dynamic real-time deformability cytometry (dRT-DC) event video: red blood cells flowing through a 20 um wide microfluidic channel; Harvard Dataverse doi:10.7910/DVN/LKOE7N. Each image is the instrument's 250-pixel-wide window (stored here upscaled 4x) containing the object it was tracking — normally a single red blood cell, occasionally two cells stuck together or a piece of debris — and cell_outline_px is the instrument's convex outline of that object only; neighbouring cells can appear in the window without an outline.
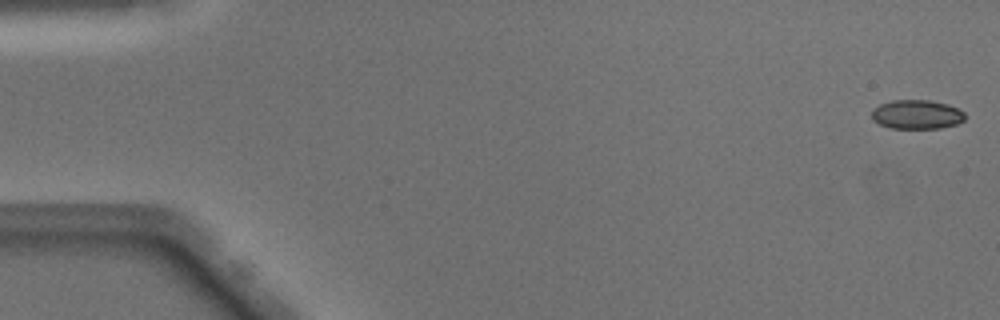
{"species": "Egyptian fruit bat (a non-hibernating species)", "species_latin": "Rousettus aegyptiacus", "temperature_condition": "warm", "stored_images_in_passage": 47, "camera_frame_rate_fps": 3000, "um_per_image_px": 0.085, "animal": {"sex": "male"}, "frame": {"image": 1, "passage_image": 1, "time_ms": 0.0, "image_size_px": [1000, 320], "cell_outline_px": [[964, 120], [956, 124], [940, 128], [888, 128], [872, 120], [872, 108], [880, 104], [892, 100], [928, 100], [948, 104], [964, 112]], "centroid_in_image_um": [77.89, 9.73], "position_along_channel_um": 7.1, "area_um2": 15.84}}
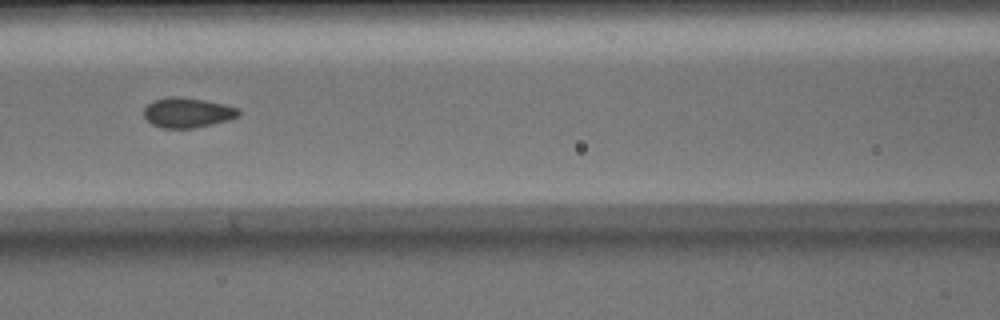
{"frame": {"image": 2, "passage_image": 22, "time_ms": 7.0, "image_size_px": [1000, 320], "cell_outline_px": [[240, 116], [228, 120], [212, 124], [192, 128], [164, 128], [152, 124], [144, 116], [144, 108], [152, 100], [168, 96], [180, 96], [204, 100], [224, 104], [240, 108]], "centroid_in_image_um": [15.95, 9.56], "position_along_channel_um": 150.7, "area_um2": 16.65}}
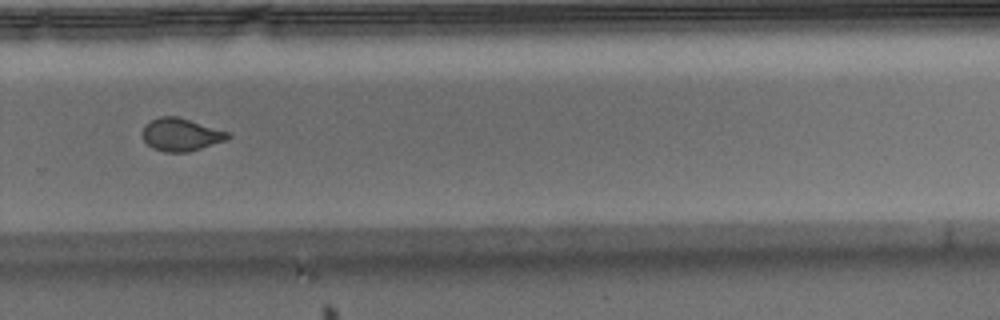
{"frame": {"image": 3, "passage_image": 34, "time_ms": 11.0, "image_size_px": [1000, 320], "cell_outline_px": [[232, 136], [224, 140], [188, 152], [164, 152], [152, 148], [144, 140], [140, 132], [144, 124], [160, 116], [180, 116], [228, 132]], "centroid_in_image_um": [15.32, 11.42], "position_along_channel_um": 314.5, "area_um2": 16.36}}